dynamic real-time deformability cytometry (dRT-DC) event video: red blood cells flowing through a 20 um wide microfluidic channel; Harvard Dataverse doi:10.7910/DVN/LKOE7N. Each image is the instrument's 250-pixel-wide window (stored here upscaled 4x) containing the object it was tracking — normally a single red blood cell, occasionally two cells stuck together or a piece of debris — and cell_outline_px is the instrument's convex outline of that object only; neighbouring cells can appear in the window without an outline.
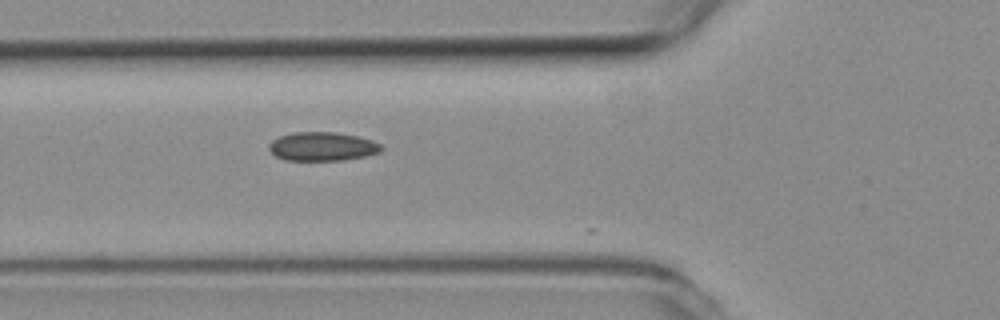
{"species": "common noctule bat (a hibernating species)", "species_latin": "Nyctalus noctula", "temperature_condition": "room temperature", "stored_images_in_passage": 14, "camera_frame_rate_fps": 3000, "um_per_image_px": 0.085, "animal": {"sex": "female", "body_mass_g": 19.3, "forearm_length_mm": 54.1}, "frame": {"image": 1, "passage_image": 10, "time_ms": 3.0, "image_size_px": [1000, 320], "cell_outline_px": [[384, 148], [380, 152], [364, 156], [340, 160], [284, 160], [276, 156], [268, 148], [268, 144], [272, 140], [280, 136], [292, 132], [336, 132], [356, 136], [372, 140], [380, 144]], "centroid_in_image_um": [27.38, 12.44], "position_along_channel_um": 98.4, "area_um2": 18.79}}
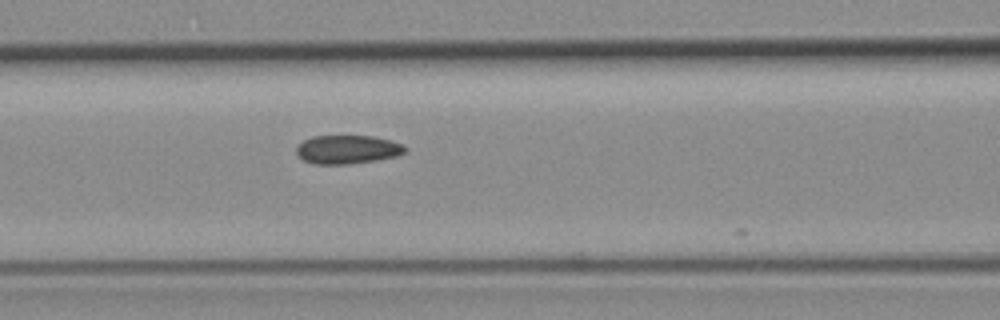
{"frame": {"image": 2, "passage_image": 13, "time_ms": 4.0, "image_size_px": [1000, 320], "cell_outline_px": [[408, 152], [396, 156], [376, 160], [348, 164], [312, 164], [304, 160], [296, 152], [296, 148], [304, 140], [312, 136], [372, 136], [388, 140], [400, 144], [408, 148]], "centroid_in_image_um": [29.54, 12.71], "position_along_channel_um": 137.1, "area_um2": 18.03}}